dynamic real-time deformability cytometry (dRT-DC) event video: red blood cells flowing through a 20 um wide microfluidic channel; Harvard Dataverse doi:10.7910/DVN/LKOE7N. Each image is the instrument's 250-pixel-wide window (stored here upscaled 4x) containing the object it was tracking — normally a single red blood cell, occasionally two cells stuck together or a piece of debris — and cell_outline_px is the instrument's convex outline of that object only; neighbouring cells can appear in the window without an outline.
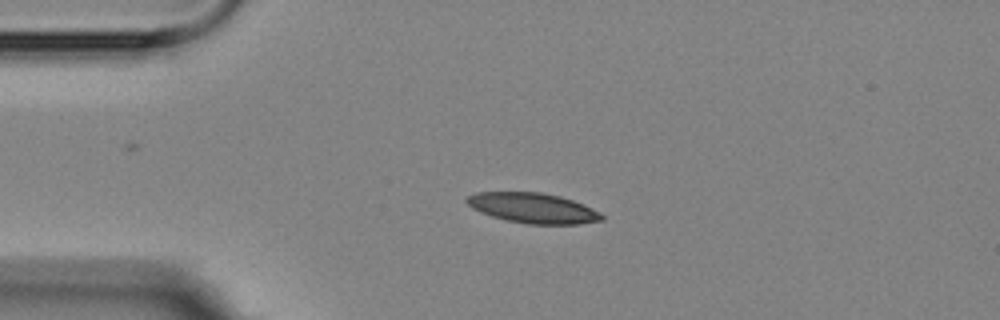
{"species": "Egyptian fruit bat (a non-hibernating species)", "species_latin": "Rousettus aegyptiacus", "temperature_condition": "room temperature", "stored_images_in_passage": 5, "camera_frame_rate_fps": 3000, "um_per_image_px": 0.085, "animal": {"sex": "female"}, "frame": {"image": 1, "passage_image": 3, "time_ms": 2.0, "image_size_px": [1000, 320], "cell_outline_px": [[604, 220], [576, 224], [528, 224], [508, 220], [492, 216], [472, 208], [464, 200], [468, 196], [476, 192], [544, 192], [560, 196], [584, 204], [600, 212], [604, 216]], "centroid_in_image_um": [45.32, 17.67], "position_along_channel_um": 39.7, "area_um2": 23.7}}
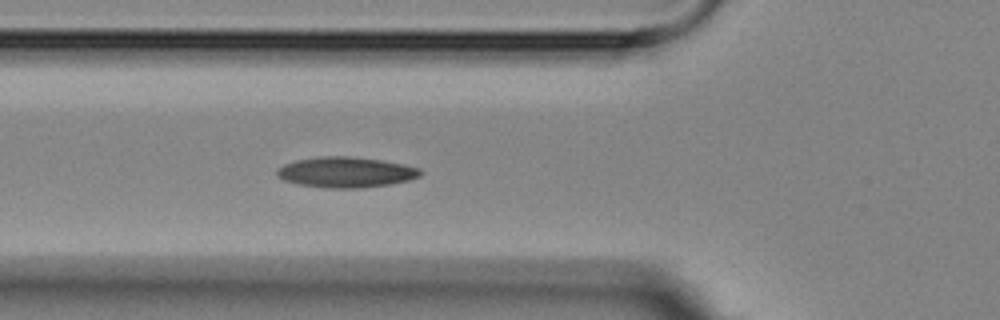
{"frame": {"image": 2, "passage_image": 5, "time_ms": 4.333, "image_size_px": [1000, 320], "cell_outline_px": [[424, 172], [420, 176], [408, 180], [388, 184], [360, 188], [328, 188], [300, 184], [284, 180], [276, 176], [276, 172], [284, 164], [296, 160], [320, 156], [348, 156], [380, 160], [404, 164], [420, 168]], "centroid_in_image_um": [29.41, 14.63], "position_along_channel_um": 96.4, "area_um2": 25.37}}